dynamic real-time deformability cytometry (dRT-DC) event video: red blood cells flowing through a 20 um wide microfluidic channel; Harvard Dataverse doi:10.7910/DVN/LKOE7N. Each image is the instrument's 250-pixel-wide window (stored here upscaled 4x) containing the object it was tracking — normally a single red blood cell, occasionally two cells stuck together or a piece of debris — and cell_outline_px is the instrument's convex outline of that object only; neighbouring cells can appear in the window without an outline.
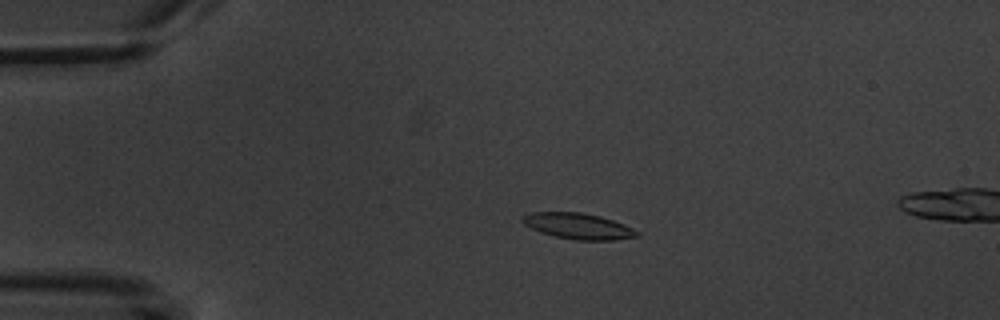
{"species": "common noctule bat (a hibernating species)", "species_latin": "Nyctalus noctula", "temperature_condition": "warm", "stored_images_in_passage": 4, "camera_frame_rate_fps": 3000, "um_per_image_px": 0.085, "animal": {"sex": "male", "body_mass_g": 20.1, "forearm_length_mm": 53.5}, "frame": {"image": 1, "passage_image": 2, "time_ms": 4.0, "image_size_px": [1000, 320], "cell_outline_px": [[640, 236], [616, 240], [576, 240], [552, 236], [540, 232], [524, 224], [520, 220], [520, 216], [532, 212], [580, 212], [600, 216], [624, 224], [640, 232]], "centroid_in_image_um": [49.14, 19.22], "position_along_channel_um": 35.9, "area_um2": 17.46}}